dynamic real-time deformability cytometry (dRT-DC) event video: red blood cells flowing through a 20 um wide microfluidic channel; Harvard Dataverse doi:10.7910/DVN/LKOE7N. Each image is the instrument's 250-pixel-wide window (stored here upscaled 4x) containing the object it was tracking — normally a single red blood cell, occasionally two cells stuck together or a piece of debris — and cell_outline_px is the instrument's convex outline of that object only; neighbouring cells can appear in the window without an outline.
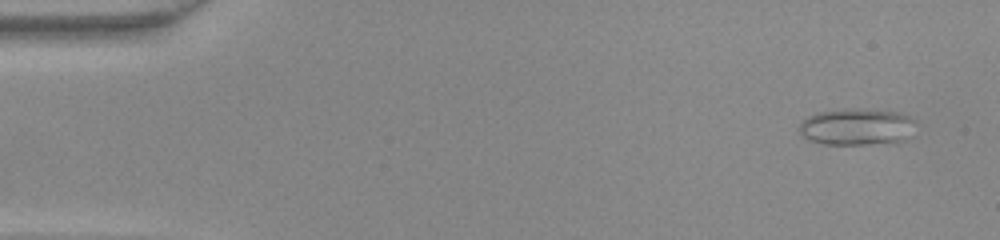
{"species": "common noctule bat (a hibernating species)", "species_latin": "Nyctalus noctula", "temperature_condition": "warm", "stored_images_in_passage": 11, "camera_frame_rate_fps": 3000, "um_per_image_px": 0.085, "animal": {"sex": "female", "body_mass_g": 22.0, "forearm_length_mm": 56.7}, "frame": {"image": 1, "passage_image": 1, "time_ms": 0.0, "image_size_px": [1000, 240], "cell_outline_px": [[916, 120], [912, 136], [908, 140], [896, 144], [824, 144], [808, 140], [800, 132], [800, 124], [808, 116], [816, 112], [840, 108], [868, 108], [900, 112], [916, 116]], "centroid_in_image_um": [72.96, 10.77], "position_along_channel_um": 12.0, "area_um2": 26.13}}